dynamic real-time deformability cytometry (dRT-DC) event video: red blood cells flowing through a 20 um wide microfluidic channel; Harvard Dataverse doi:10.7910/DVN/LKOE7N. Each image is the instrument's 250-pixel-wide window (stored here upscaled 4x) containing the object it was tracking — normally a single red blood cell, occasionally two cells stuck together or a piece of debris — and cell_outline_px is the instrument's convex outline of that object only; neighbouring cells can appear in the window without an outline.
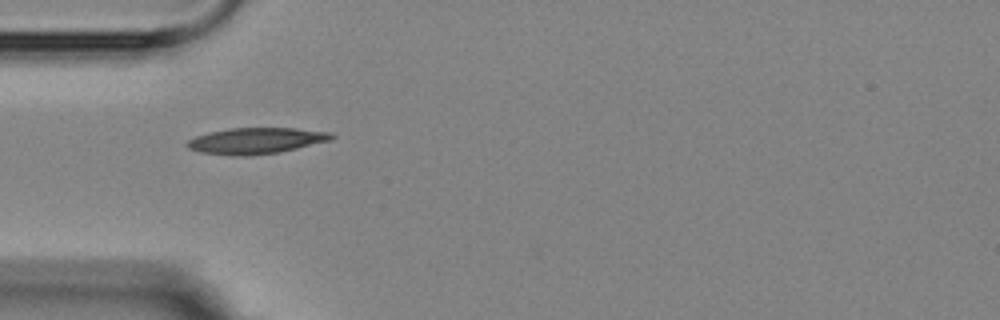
{"species": "Egyptian fruit bat (a non-hibernating species)", "species_latin": "Rousettus aegyptiacus", "temperature_condition": "room temperature", "stored_images_in_passage": 2, "camera_frame_rate_fps": 3000, "um_per_image_px": 0.085, "animal": {"sex": "female"}, "frame": {"image": 1, "passage_image": 1, "time_ms": 0.0, "image_size_px": [1000, 320], "cell_outline_px": [[336, 136], [332, 140], [280, 152], [240, 156], [232, 156], [200, 152], [188, 148], [184, 144], [188, 140], [196, 136], [208, 132], [228, 128], [296, 128], [332, 132]], "centroid_in_image_um": [21.77, 11.96], "position_along_channel_um": 63.2, "area_um2": 22.14}}
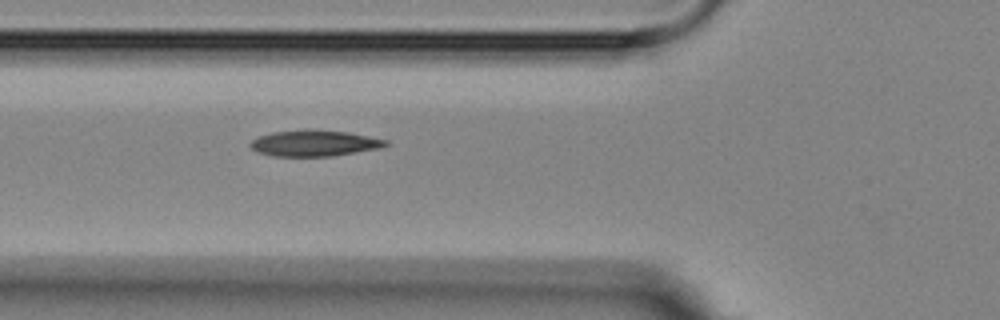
{"frame": {"image": 2, "passage_image": 2, "time_ms": 1.0, "image_size_px": [1000, 320], "cell_outline_px": [[388, 144], [380, 148], [332, 156], [272, 156], [260, 152], [252, 148], [248, 144], [252, 140], [260, 136], [272, 132], [348, 132], [388, 140]], "centroid_in_image_um": [26.74, 12.21], "position_along_channel_um": 99.1, "area_um2": 19.54}}